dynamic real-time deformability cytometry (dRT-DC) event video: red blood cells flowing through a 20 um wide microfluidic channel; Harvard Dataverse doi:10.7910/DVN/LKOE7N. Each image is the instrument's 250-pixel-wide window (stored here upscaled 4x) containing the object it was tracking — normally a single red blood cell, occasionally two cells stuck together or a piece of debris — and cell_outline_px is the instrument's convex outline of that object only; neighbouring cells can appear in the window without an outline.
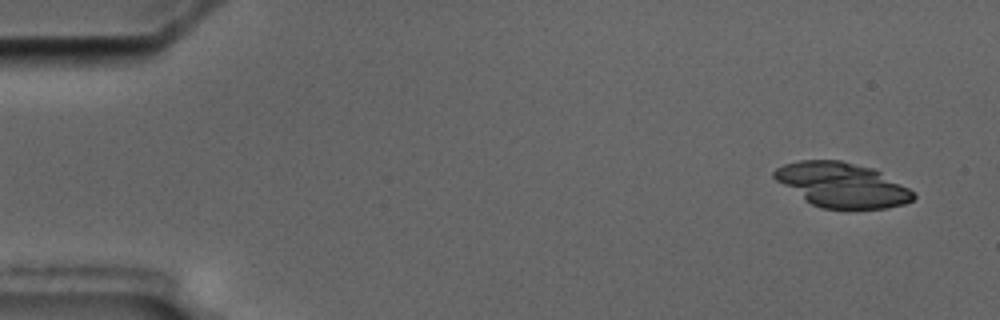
{"species": "common noctule bat (a hibernating species)", "species_latin": "Nyctalus noctula", "temperature_condition": "cold", "stored_images_in_passage": 6, "segment_of_instrument_passage": [2, 2], "camera_frame_rate_fps": 3000, "um_per_image_px": 0.085, "animal": {"sex": "male", "body_mass_g": 17.5, "forearm_length_mm": 52.3}, "frame": {"image": 1, "passage_image": 6, "time_ms": 9.333, "image_size_px": [1000, 320], "cell_outline_px": [[916, 196], [912, 200], [904, 204], [888, 208], [820, 208], [812, 204], [776, 180], [772, 176], [772, 172], [776, 168], [784, 164], [800, 160], [840, 160], [872, 168], [880, 172], [916, 192]], "centroid_in_image_um": [71.58, 15.71], "position_along_channel_um": 13.4, "area_um2": 35.84}}